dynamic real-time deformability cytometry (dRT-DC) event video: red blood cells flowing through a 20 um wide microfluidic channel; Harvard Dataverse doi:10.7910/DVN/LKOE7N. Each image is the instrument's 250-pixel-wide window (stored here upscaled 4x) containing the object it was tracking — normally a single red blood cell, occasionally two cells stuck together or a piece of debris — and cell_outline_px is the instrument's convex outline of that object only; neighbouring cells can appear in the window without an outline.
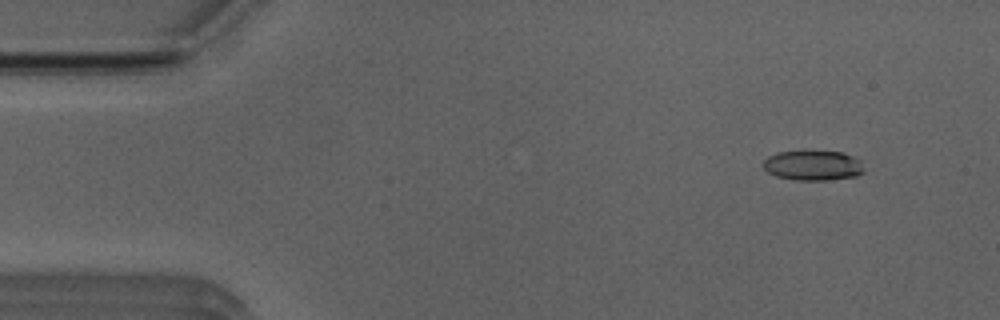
{"species": "Egyptian fruit bat (a non-hibernating species)", "species_latin": "Rousettus aegyptiacus", "temperature_condition": "room temperature", "stored_images_in_passage": 7, "camera_frame_rate_fps": 3000, "um_per_image_px": 0.085, "animal": {"sex": "male"}, "frame": {"image": 1, "passage_image": 1, "time_ms": 0.0, "image_size_px": [1000, 320], "cell_outline_px": [[864, 172], [856, 176], [828, 180], [796, 180], [776, 176], [768, 172], [764, 168], [764, 160], [768, 156], [776, 152], [804, 148], [840, 152], [852, 156], [860, 160], [864, 168]], "centroid_in_image_um": [69.09, 14.01], "position_along_channel_um": 15.9, "area_um2": 18.32}}